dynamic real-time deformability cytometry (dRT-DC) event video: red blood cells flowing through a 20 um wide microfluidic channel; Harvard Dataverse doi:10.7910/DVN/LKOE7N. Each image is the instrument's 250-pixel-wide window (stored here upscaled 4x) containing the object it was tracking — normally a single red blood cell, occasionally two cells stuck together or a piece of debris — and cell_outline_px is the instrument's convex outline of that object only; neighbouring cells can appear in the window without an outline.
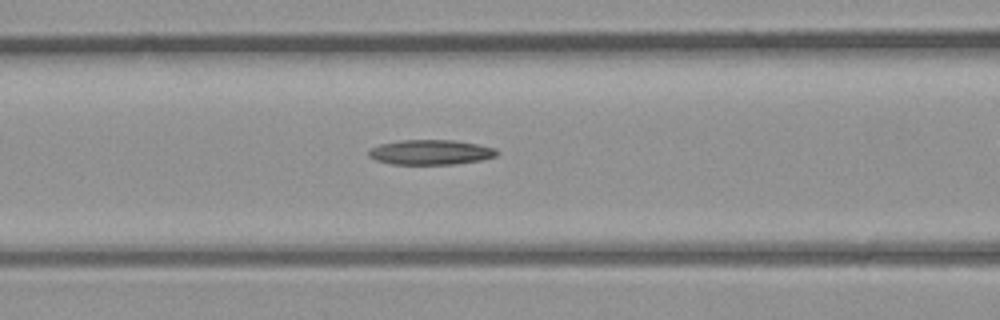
{"species": "common noctule bat (a hibernating species)", "species_latin": "Nyctalus noctula", "temperature_condition": "room temperature", "stored_images_in_passage": 24, "camera_frame_rate_fps": 3000, "um_per_image_px": 0.085, "animal": {"sex": "male", "body_mass_g": 23.1, "forearm_length_mm": 52.7}, "frame": {"image": 1, "passage_image": 4, "time_ms": 1.0, "image_size_px": [1000, 320], "cell_outline_px": [[500, 152], [496, 156], [484, 160], [452, 164], [392, 164], [376, 160], [368, 156], [368, 152], [372, 148], [380, 144], [400, 140], [452, 140], [476, 144], [496, 148]], "centroid_in_image_um": [36.63, 12.94], "position_along_channel_um": 130.0, "area_um2": 18.61}}
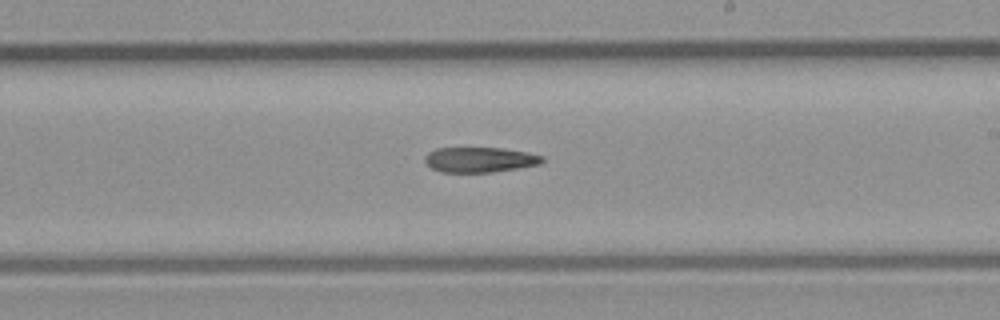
{"frame": {"image": 2, "passage_image": 11, "time_ms": 3.333, "image_size_px": [1000, 320], "cell_outline_px": [[544, 160], [540, 164], [492, 172], [440, 172], [432, 168], [424, 160], [424, 156], [428, 152], [436, 148], [500, 148], [528, 152], [544, 156]], "centroid_in_image_um": [40.77, 13.57], "position_along_channel_um": 248.2, "area_um2": 17.17}}
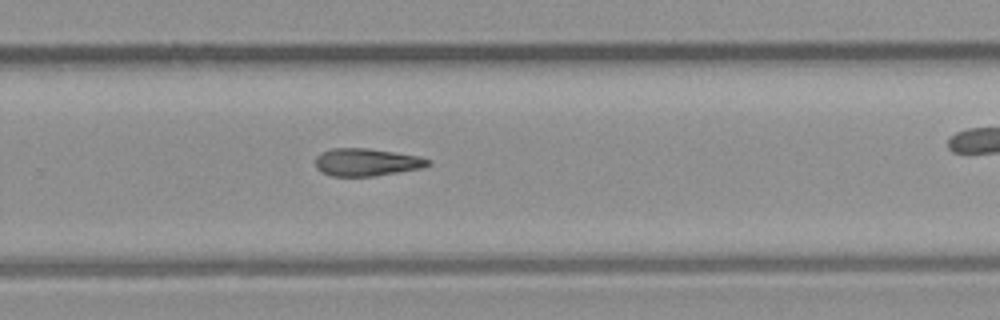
{"frame": {"image": 3, "passage_image": 14, "time_ms": 4.333, "image_size_px": [1000, 320], "cell_outline_px": [[432, 164], [420, 168], [372, 176], [332, 176], [316, 168], [316, 156], [320, 152], [332, 148], [368, 148], [420, 156], [432, 160]], "centroid_in_image_um": [31.16, 13.77], "position_along_channel_um": 298.6, "area_um2": 18.03}}